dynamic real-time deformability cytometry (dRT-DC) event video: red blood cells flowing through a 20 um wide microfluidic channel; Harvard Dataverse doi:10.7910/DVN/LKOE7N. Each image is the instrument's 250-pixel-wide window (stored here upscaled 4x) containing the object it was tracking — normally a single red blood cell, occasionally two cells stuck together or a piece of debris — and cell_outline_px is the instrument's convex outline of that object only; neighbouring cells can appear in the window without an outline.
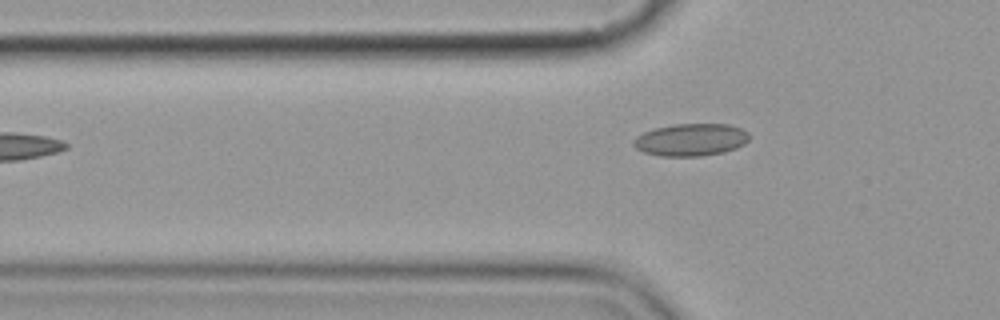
{"species": "common noctule bat (a hibernating species)", "species_latin": "Nyctalus noctula", "temperature_condition": "cold", "stored_images_in_passage": 2, "camera_frame_rate_fps": 3000, "um_per_image_px": 0.085, "animal": {"sex": "female", "body_mass_g": 19.9}, "frame": {"image": 1, "passage_image": 2, "time_ms": 1.333, "image_size_px": [1000, 320], "cell_outline_px": [[748, 140], [744, 144], [736, 148], [724, 152], [700, 156], [660, 156], [644, 152], [636, 148], [632, 144], [632, 140], [636, 136], [644, 132], [656, 128], [672, 124], [728, 124], [740, 128], [748, 132]], "centroid_in_image_um": [58.7, 11.88], "position_along_channel_um": 67.1, "area_um2": 21.85}}